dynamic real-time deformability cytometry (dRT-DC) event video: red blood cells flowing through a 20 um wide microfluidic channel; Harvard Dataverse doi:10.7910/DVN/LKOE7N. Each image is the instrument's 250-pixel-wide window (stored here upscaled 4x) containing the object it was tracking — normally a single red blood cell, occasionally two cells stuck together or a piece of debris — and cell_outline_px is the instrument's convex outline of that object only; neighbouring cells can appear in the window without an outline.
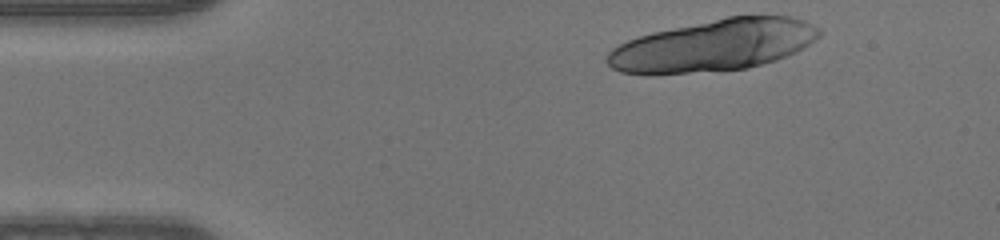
{"species": "human", "species_latin": "Homo sapiens", "temperature_condition": "warm", "stored_images_in_passage": 11, "camera_frame_rate_fps": 3000, "um_per_image_px": 0.085, "donor": {"sex": "male"}, "frame": {"image": 1, "passage_image": 1, "time_ms": 0.0, "image_size_px": [1000, 240], "cell_outline_px": [[820, 36], [816, 40], [796, 52], [776, 60], [748, 68], [652, 76], [648, 76], [620, 72], [612, 68], [608, 64], [608, 52], [612, 48], [628, 40], [652, 32], [728, 16], [792, 16], [804, 20], [820, 28]], "centroid_in_image_um": [60.65, 3.88], "position_along_channel_um": 24.4, "area_um2": 64.16}}